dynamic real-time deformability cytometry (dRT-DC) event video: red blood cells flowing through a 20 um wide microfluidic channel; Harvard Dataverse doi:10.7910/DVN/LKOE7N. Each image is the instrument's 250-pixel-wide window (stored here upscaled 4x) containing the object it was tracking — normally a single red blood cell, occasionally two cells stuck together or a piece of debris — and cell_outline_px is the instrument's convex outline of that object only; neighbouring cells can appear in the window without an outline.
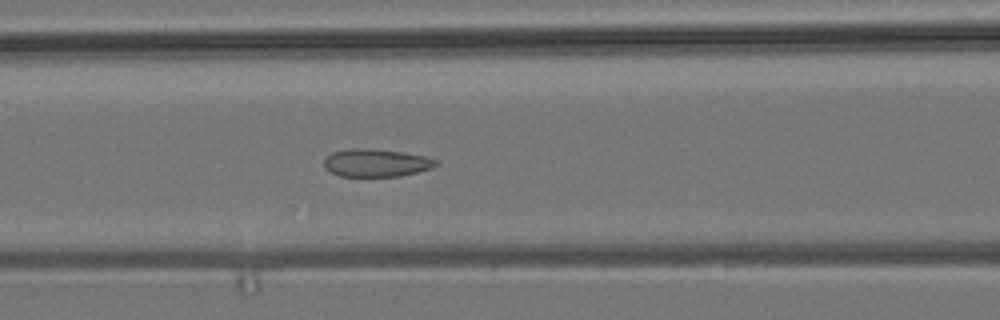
{"species": "common noctule bat (a hibernating species)", "species_latin": "Nyctalus noctula", "temperature_condition": "room temperature", "stored_images_in_passage": 41, "camera_frame_rate_fps": 3000, "um_per_image_px": 0.085, "animal": {"sex": "male", "body_mass_g": 19.2, "forearm_length_mm": 51.8}, "frame": {"image": 1, "passage_image": 23, "time_ms": 7.333, "image_size_px": [1000, 320], "cell_outline_px": [[440, 164], [432, 168], [400, 176], [340, 176], [324, 168], [324, 160], [332, 152], [348, 148], [368, 148], [404, 152], [424, 156], [440, 160]], "centroid_in_image_um": [32.0, 13.83], "position_along_channel_um": 134.6, "area_um2": 18.26}}
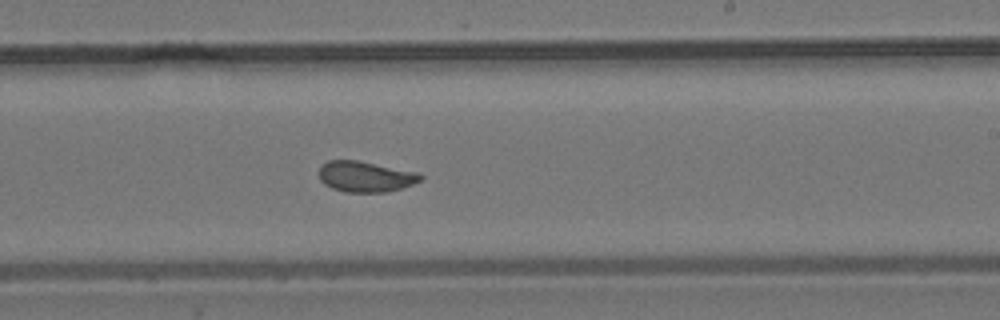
{"frame": {"image": 2, "passage_image": 33, "time_ms": 10.667, "image_size_px": [1000, 320], "cell_outline_px": [[424, 176], [420, 180], [412, 184], [388, 192], [344, 192], [332, 188], [324, 184], [320, 180], [320, 164], [328, 160], [356, 160], [420, 172]], "centroid_in_image_um": [31.06, 15.0], "position_along_channel_um": 257.9, "area_um2": 18.26}}
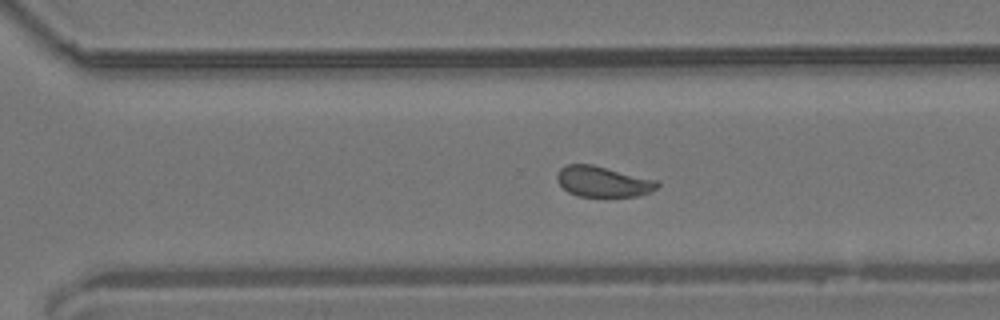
{"frame": {"image": 3, "passage_image": 38, "time_ms": 12.333, "image_size_px": [1000, 320], "cell_outline_px": [[660, 184], [656, 188], [640, 196], [576, 196], [568, 192], [556, 180], [556, 176], [560, 168], [568, 164], [592, 164], [656, 180]], "centroid_in_image_um": [51.22, 15.43], "position_along_channel_um": 319.4, "area_um2": 17.74}}